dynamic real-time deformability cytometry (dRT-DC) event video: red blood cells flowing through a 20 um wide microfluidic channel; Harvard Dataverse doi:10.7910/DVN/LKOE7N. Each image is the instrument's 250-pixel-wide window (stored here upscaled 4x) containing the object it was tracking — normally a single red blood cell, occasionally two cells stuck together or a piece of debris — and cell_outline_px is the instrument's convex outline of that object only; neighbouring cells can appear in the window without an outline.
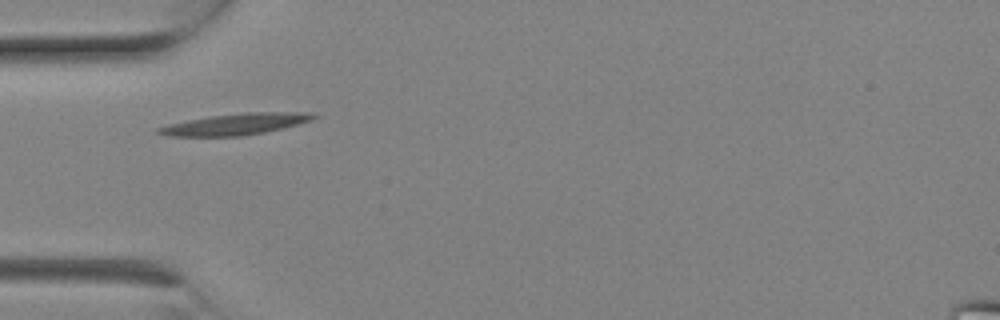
{"species": "Egyptian fruit bat (a non-hibernating species)", "species_latin": "Rousettus aegyptiacus", "temperature_condition": "room temperature", "stored_images_in_passage": 2, "camera_frame_rate_fps": 3000, "um_per_image_px": 0.085, "animal": {"sex": "female"}, "frame": {"image": 1, "passage_image": 1, "time_ms": 0.0, "image_size_px": [1000, 320], "cell_outline_px": [[320, 116], [312, 120], [264, 132], [240, 136], [168, 136], [156, 132], [156, 128], [188, 120], [208, 116], [244, 112], [312, 112]], "centroid_in_image_um": [20.05, 10.54], "position_along_channel_um": 64.9, "area_um2": 19.13}}